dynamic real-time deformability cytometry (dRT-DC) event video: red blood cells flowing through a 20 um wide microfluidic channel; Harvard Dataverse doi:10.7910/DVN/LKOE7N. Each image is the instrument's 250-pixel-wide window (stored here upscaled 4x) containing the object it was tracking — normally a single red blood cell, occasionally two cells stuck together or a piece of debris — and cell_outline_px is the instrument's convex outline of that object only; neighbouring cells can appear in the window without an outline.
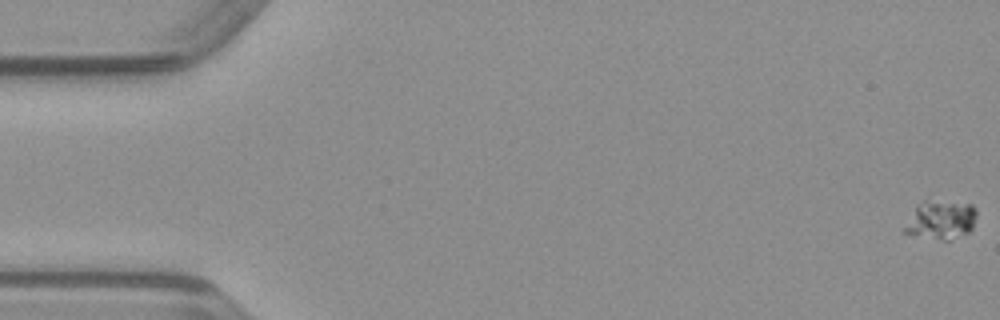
{"species": "common noctule bat (a hibernating species)", "species_latin": "Nyctalus noctula", "temperature_condition": "warm", "stored_images_in_passage": 27, "camera_frame_rate_fps": 3000, "um_per_image_px": 0.085, "animal": {"sex": "male", "body_mass_g": 23.1, "forearm_length_mm": 52.7}, "frame": {"image": 1, "passage_image": 1, "time_ms": 0.0, "image_size_px": [1000, 320], "cell_outline_px": [[976, 216], [972, 228], [968, 232], [948, 240], [940, 240], [900, 232], [916, 204], [924, 200], [972, 204], [976, 208]], "centroid_in_image_um": [79.92, 18.69], "position_along_channel_um": 5.1, "area_um2": 16.36}}
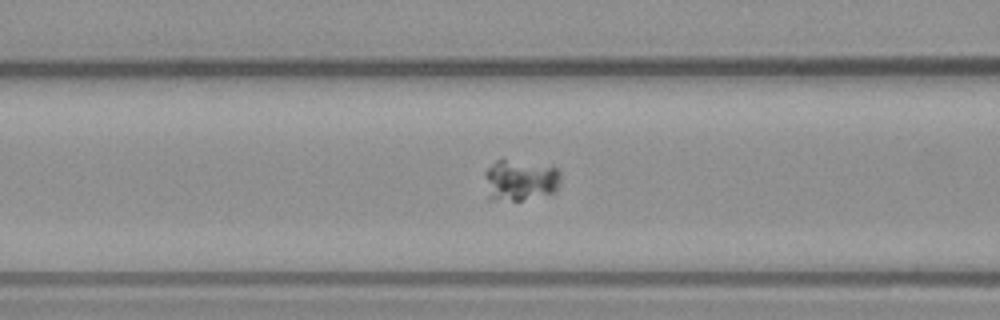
{"frame": {"image": 2, "passage_image": 21, "time_ms": 6.667, "image_size_px": [1000, 320], "cell_outline_px": [[560, 180], [556, 188], [552, 192], [520, 200], [488, 200], [484, 172], [496, 160], [504, 160], [556, 168], [560, 172]], "centroid_in_image_um": [44.14, 15.34], "position_along_channel_um": 122.5, "area_um2": 17.57}}
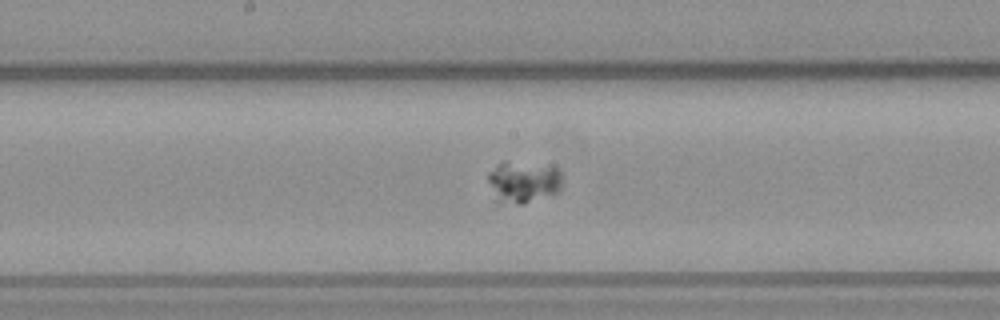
{"frame": {"image": 3, "passage_image": 27, "time_ms": 8.667, "image_size_px": [1000, 320], "cell_outline_px": [[560, 192], [524, 204], [496, 204], [488, 180], [488, 172], [496, 164], [504, 160], [560, 168]], "centroid_in_image_um": [44.43, 15.49], "position_along_channel_um": 203.8, "area_um2": 18.44}}